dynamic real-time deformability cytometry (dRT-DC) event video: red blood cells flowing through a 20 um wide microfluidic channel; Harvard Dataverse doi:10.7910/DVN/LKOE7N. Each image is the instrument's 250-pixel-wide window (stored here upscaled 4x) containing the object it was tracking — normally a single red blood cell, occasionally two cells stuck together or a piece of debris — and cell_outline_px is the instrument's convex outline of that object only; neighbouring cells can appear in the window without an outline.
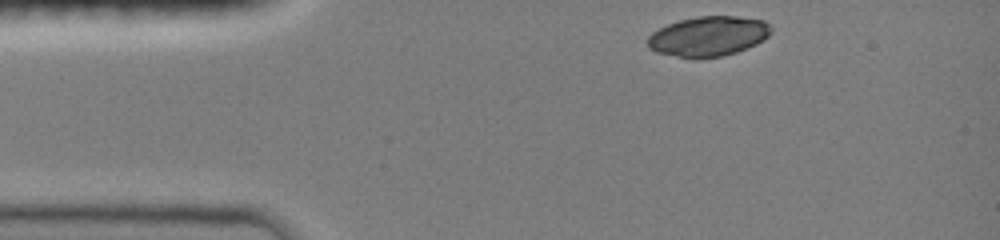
{"species": "common noctule bat (a hibernating species)", "species_latin": "Nyctalus noctula", "temperature_condition": "room temperature", "stored_images_in_passage": 35, "camera_frame_rate_fps": 3000, "um_per_image_px": 0.085, "animal": {"sex": "female", "body_mass_g": 19.0, "forearm_length_mm": 51.5}, "frame": {"image": 1, "passage_image": 1, "time_ms": 0.0, "image_size_px": [1000, 240], "cell_outline_px": [[772, 32], [764, 40], [756, 44], [736, 52], [720, 56], [692, 60], [656, 52], [648, 48], [648, 36], [652, 32], [668, 24], [680, 20], [696, 16], [736, 16], [764, 20], [772, 28]], "centroid_in_image_um": [60.2, 3.09], "position_along_channel_um": 24.8, "area_um2": 29.02}}
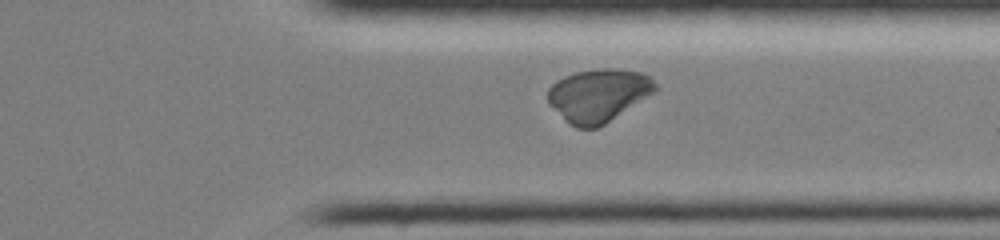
{"frame": {"image": 2, "passage_image": 30, "time_ms": 9.667, "image_size_px": [1000, 240], "cell_outline_px": [[660, 88], [656, 92], [604, 124], [596, 128], [576, 128], [568, 124], [548, 104], [548, 88], [556, 80], [564, 76], [576, 72], [596, 68], [616, 68], [644, 72], [652, 76]], "centroid_in_image_um": [50.9, 8.08], "position_along_channel_um": 360.5, "area_um2": 33.81}}
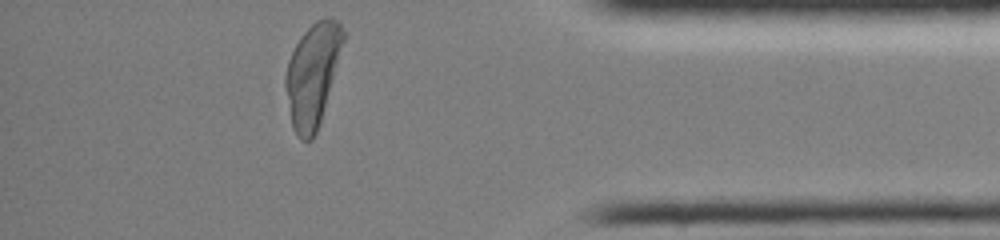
{"frame": {"image": 3, "passage_image": 35, "time_ms": 11.333, "image_size_px": [1000, 240], "cell_outline_px": [[344, 40], [320, 120], [316, 132], [312, 140], [300, 140], [296, 136], [292, 128], [284, 84], [284, 76], [288, 60], [300, 36], [316, 20], [324, 16], [332, 16], [340, 24], [344, 32]], "centroid_in_image_um": [26.53, 6.33], "position_along_channel_um": 408.7, "area_um2": 34.22}}